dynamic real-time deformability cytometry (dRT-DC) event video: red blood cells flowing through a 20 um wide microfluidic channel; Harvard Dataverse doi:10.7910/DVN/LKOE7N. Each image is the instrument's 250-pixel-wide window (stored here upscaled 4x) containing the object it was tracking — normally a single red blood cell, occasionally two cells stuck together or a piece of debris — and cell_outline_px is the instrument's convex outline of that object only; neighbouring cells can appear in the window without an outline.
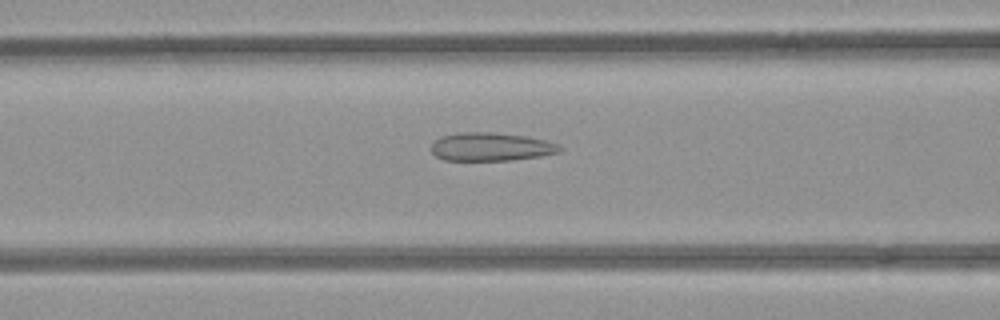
{"species": "common noctule bat (a hibernating species)", "species_latin": "Nyctalus noctula", "temperature_condition": "room temperature", "stored_images_in_passage": 43, "camera_frame_rate_fps": 3000, "um_per_image_px": 0.085, "animal": {"sex": "female", "body_mass_g": 21.9}, "frame": {"image": 1, "passage_image": 12, "time_ms": 3.667, "image_size_px": [1000, 320], "cell_outline_px": [[564, 148], [560, 152], [540, 156], [512, 160], [444, 160], [436, 156], [432, 152], [432, 144], [440, 136], [456, 132], [488, 132], [524, 136], [544, 140], [560, 144]], "centroid_in_image_um": [41.74, 12.47], "position_along_channel_um": 124.9, "area_um2": 21.21}}
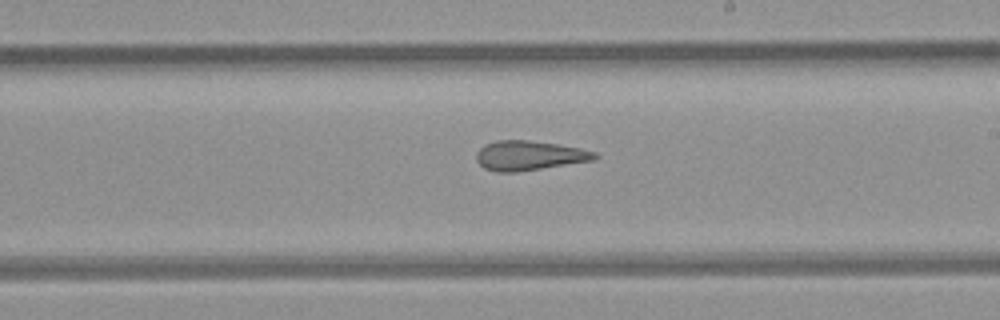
{"frame": {"image": 2, "passage_image": 21, "time_ms": 6.667, "image_size_px": [1000, 320], "cell_outline_px": [[600, 156], [596, 160], [516, 172], [496, 172], [484, 168], [476, 160], [476, 152], [484, 144], [496, 140], [528, 140], [560, 144], [580, 148], [596, 152]], "centroid_in_image_um": [45.0, 13.21], "position_along_channel_um": 244.0, "area_um2": 20.63}}
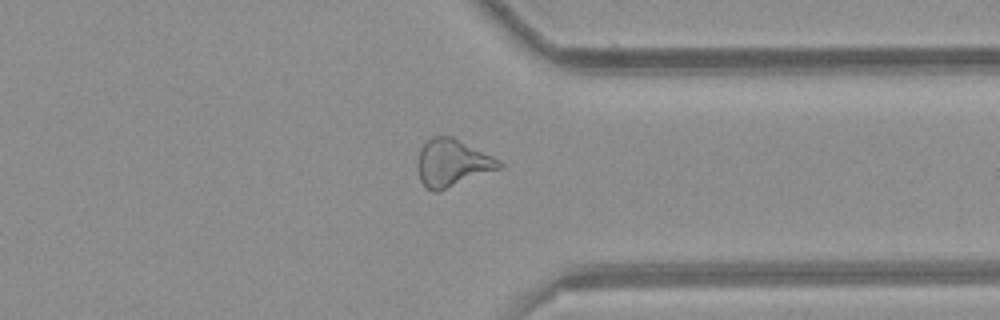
{"frame": {"image": 3, "passage_image": 31, "time_ms": 10.0, "image_size_px": [1000, 320], "cell_outline_px": [[504, 164], [500, 168], [440, 192], [432, 192], [424, 188], [420, 180], [416, 164], [420, 148], [432, 136], [452, 136], [500, 160]], "centroid_in_image_um": [38.4, 13.88], "position_along_channel_um": 373.0, "area_um2": 22.72}, "authors_computed_cell_mechanics": {"area_um2": 22.0796, "velocity_mm_per_s": 3.9754, "shape_relaxation_time_tau1_ms": null, "shape_relaxation_time_tau2_ms": 2.1765, "deformation_change_tau1": null, "deformation_change_tau2": 0.1268}}